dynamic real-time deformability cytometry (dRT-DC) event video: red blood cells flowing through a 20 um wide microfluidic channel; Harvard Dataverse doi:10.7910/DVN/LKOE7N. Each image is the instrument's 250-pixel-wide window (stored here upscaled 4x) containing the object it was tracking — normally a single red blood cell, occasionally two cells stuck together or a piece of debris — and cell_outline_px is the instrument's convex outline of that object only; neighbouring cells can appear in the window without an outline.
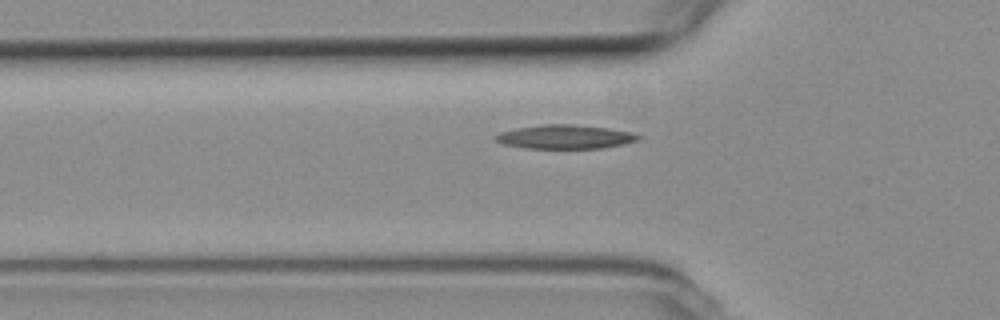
{"species": "common noctule bat (a hibernating species)", "species_latin": "Nyctalus noctula", "temperature_condition": "room temperature", "stored_images_in_passage": 38, "camera_frame_rate_fps": 3000, "um_per_image_px": 0.085, "animal": {"sex": "female", "body_mass_g": 19.3, "forearm_length_mm": 54.1}, "frame": {"image": 1, "passage_image": 7, "time_ms": 2.0, "image_size_px": [1000, 320], "cell_outline_px": [[644, 136], [640, 140], [600, 148], [524, 148], [504, 144], [496, 140], [492, 136], [500, 132], [516, 128], [544, 124], [572, 124], [608, 128], [632, 132]], "centroid_in_image_um": [48.03, 11.62], "position_along_channel_um": 77.8, "area_um2": 19.88}}
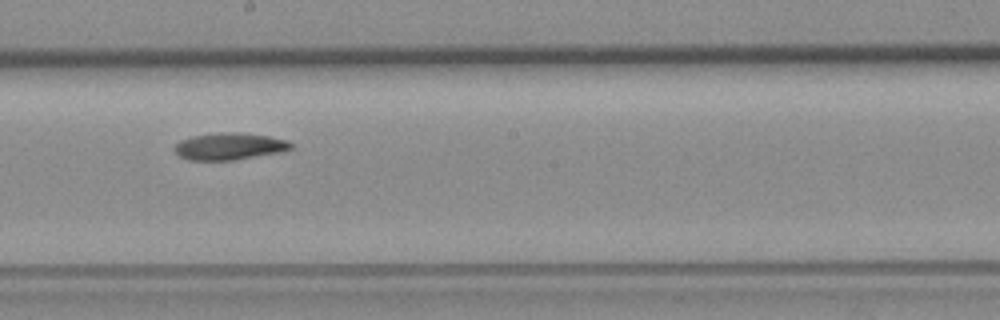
{"frame": {"image": 2, "passage_image": 19, "time_ms": 6.0, "image_size_px": [1000, 320], "cell_outline_px": [[292, 148], [280, 152], [232, 160], [188, 160], [180, 156], [172, 148], [180, 140], [192, 136], [224, 132], [240, 132], [268, 136], [288, 140], [292, 144]], "centroid_in_image_um": [19.48, 12.43], "position_along_channel_um": 228.7, "area_um2": 18.21}}
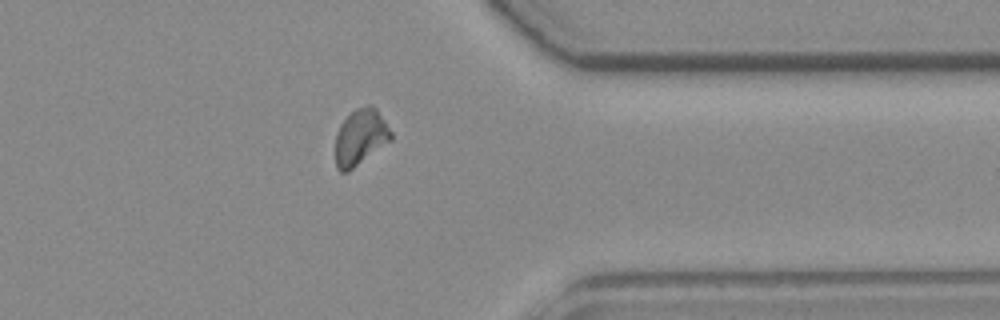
{"frame": {"image": 3, "passage_image": 32, "time_ms": 10.333, "image_size_px": [1000, 320], "cell_outline_px": [[392, 140], [348, 172], [340, 172], [336, 168], [336, 132], [340, 124], [356, 108], [368, 104], [372, 104], [376, 108], [392, 132]], "centroid_in_image_um": [30.64, 11.66], "position_along_channel_um": 380.8, "area_um2": 18.21}}